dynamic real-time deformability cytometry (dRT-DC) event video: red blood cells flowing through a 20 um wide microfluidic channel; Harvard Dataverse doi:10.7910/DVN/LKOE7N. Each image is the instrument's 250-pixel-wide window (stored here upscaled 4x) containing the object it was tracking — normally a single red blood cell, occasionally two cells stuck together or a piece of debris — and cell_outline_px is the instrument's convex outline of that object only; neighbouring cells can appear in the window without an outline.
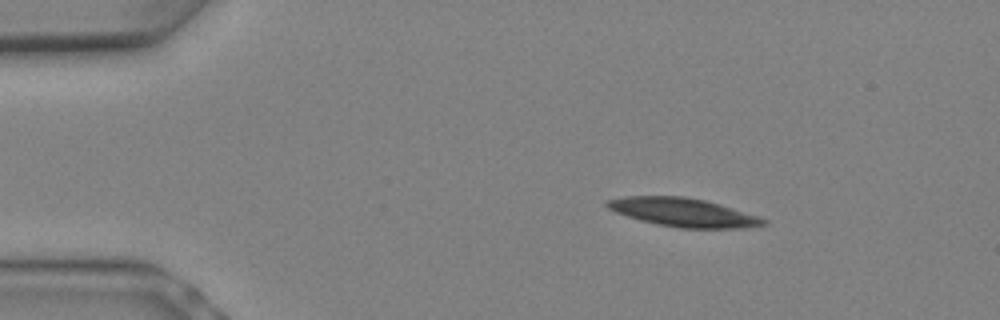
{"species": "Egyptian fruit bat (a non-hibernating species)", "species_latin": "Rousettus aegyptiacus", "temperature_condition": "warm", "stored_images_in_passage": 4, "camera_frame_rate_fps": 3000, "um_per_image_px": 0.085, "animal": {"sex": "female"}, "frame": {"image": 1, "passage_image": 1, "time_ms": 0.0, "image_size_px": [1000, 320], "cell_outline_px": [[768, 224], [744, 228], [680, 228], [656, 224], [640, 220], [616, 212], [608, 208], [604, 204], [604, 200], [624, 196], [684, 196], [704, 200], [720, 204], [760, 216], [768, 220]], "centroid_in_image_um": [58.09, 18.05], "position_along_channel_um": 26.9, "area_um2": 26.18}}
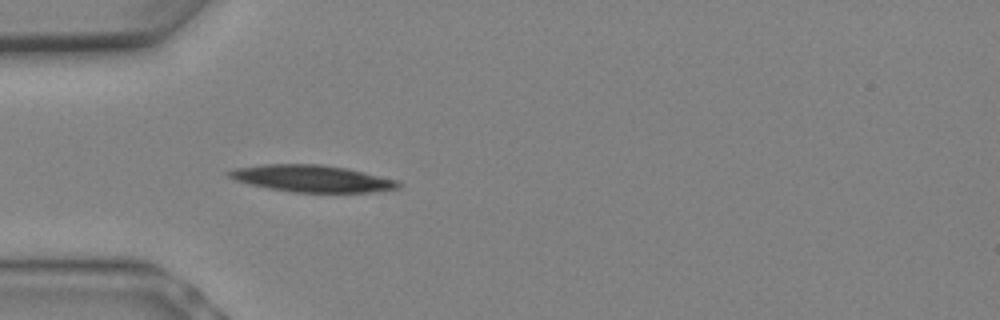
{"frame": {"image": 2, "passage_image": 4, "time_ms": 1.0, "image_size_px": [1000, 320], "cell_outline_px": [[400, 188], [376, 192], [292, 192], [268, 188], [236, 180], [224, 176], [224, 172], [232, 168], [264, 164], [320, 164], [348, 168], [396, 180], [400, 184]], "centroid_in_image_um": [26.46, 15.17], "position_along_channel_um": 58.5, "area_um2": 26.65}}